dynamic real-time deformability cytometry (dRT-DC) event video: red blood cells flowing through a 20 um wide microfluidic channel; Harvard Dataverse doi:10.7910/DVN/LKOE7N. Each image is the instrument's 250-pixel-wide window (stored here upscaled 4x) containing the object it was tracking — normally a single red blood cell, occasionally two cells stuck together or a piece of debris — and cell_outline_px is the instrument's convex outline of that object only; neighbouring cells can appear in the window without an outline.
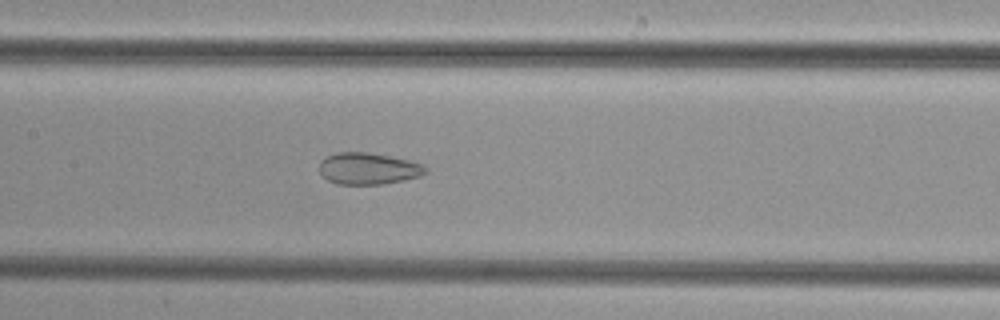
{"species": "common noctule bat (a hibernating species)", "species_latin": "Nyctalus noctula", "temperature_condition": "cold", "stored_images_in_passage": 40, "camera_frame_rate_fps": 3000, "um_per_image_px": 0.085, "animal": {"sex": "female", "body_mass_g": 29.2, "forearm_length_mm": 56.3}, "frame": {"image": 1, "passage_image": 14, "time_ms": 4.333, "image_size_px": [1000, 320], "cell_outline_px": [[428, 172], [420, 176], [404, 180], [384, 184], [336, 184], [328, 180], [320, 172], [320, 160], [336, 152], [368, 152], [408, 160], [424, 164]], "centroid_in_image_um": [31.32, 14.33], "position_along_channel_um": 176.1, "area_um2": 19.59}}
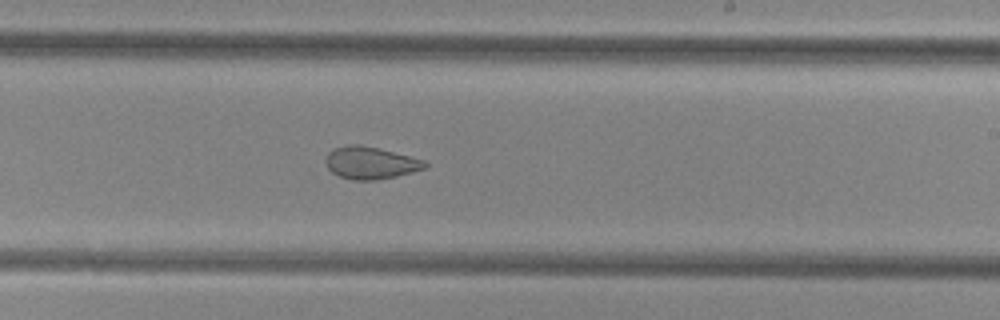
{"frame": {"image": 2, "passage_image": 20, "time_ms": 6.333, "image_size_px": [1000, 320], "cell_outline_px": [[428, 168], [396, 176], [376, 180], [352, 180], [340, 176], [332, 172], [328, 168], [324, 160], [328, 152], [332, 148], [348, 144], [360, 144], [424, 160], [428, 164]], "centroid_in_image_um": [31.46, 13.84], "position_along_channel_um": 257.5, "area_um2": 18.67}}
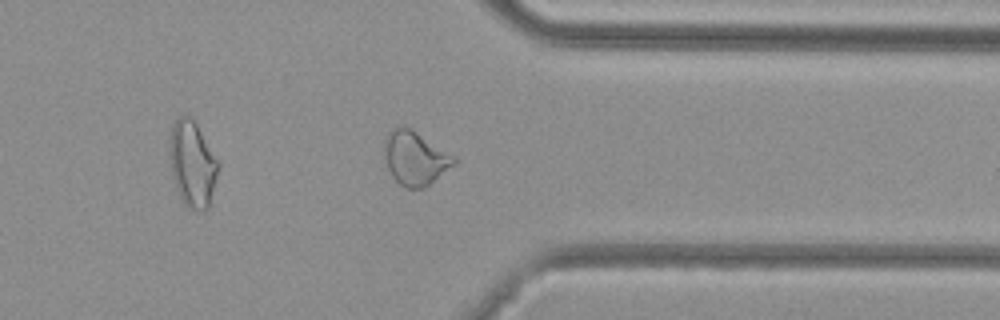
{"frame": {"image": 3, "passage_image": 29, "time_ms": 9.333, "image_size_px": [1000, 320], "cell_outline_px": [[456, 164], [424, 188], [408, 188], [400, 184], [392, 176], [388, 168], [384, 156], [384, 140], [388, 132], [396, 124], [400, 124], [416, 132], [456, 156]], "centroid_in_image_um": [35.27, 13.42], "position_along_channel_um": 376.1, "area_um2": 21.91}}